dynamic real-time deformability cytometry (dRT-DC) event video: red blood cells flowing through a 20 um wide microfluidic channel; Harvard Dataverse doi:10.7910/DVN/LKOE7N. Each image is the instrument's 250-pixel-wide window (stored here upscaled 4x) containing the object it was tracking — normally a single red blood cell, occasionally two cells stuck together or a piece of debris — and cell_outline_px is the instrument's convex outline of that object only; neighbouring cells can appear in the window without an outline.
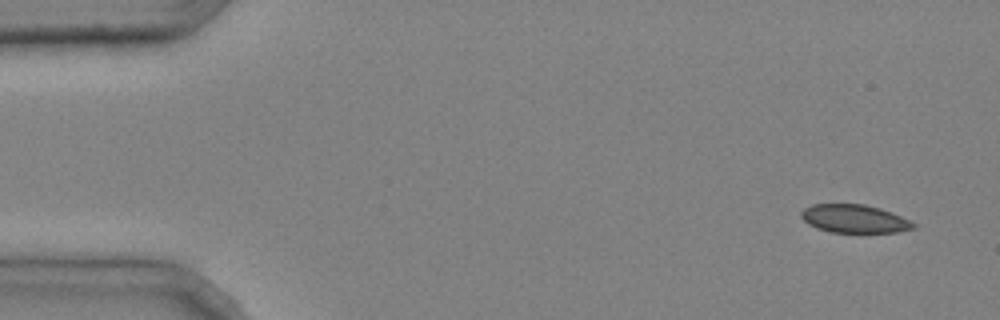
{"species": "common noctule bat (a hibernating species)", "species_latin": "Nyctalus noctula", "temperature_condition": "cold", "stored_images_in_passage": 4, "camera_frame_rate_fps": 3000, "um_per_image_px": 0.085, "animal": {"sex": "male", "body_mass_g": 20.4}, "frame": {"image": 1, "passage_image": 1, "time_ms": 0.0, "image_size_px": [1000, 320], "cell_outline_px": [[916, 228], [896, 232], [828, 232], [816, 228], [808, 224], [800, 216], [800, 212], [804, 208], [812, 204], [864, 204], [880, 208], [900, 216], [916, 224]], "centroid_in_image_um": [72.58, 18.59], "position_along_channel_um": 12.4, "area_um2": 18.44}}
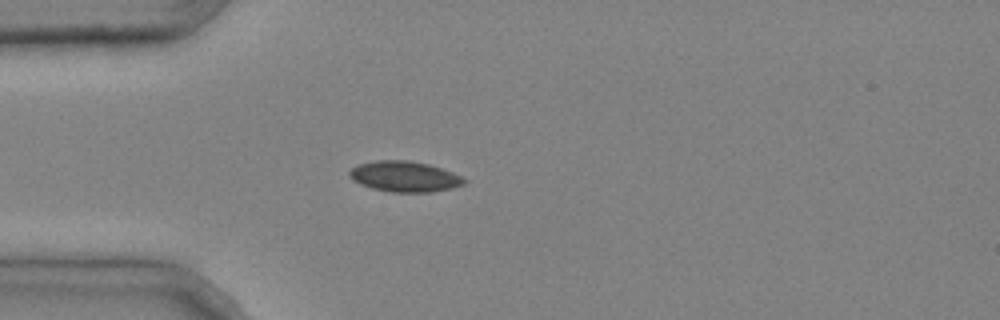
{"frame": {"image": 2, "passage_image": 4, "time_ms": 1.0, "image_size_px": [1000, 320], "cell_outline_px": [[468, 180], [464, 184], [452, 188], [432, 192], [392, 192], [372, 188], [360, 184], [352, 180], [348, 176], [348, 172], [352, 168], [360, 164], [376, 160], [408, 160], [428, 164], [452, 172]], "centroid_in_image_um": [34.38, 15.01], "position_along_channel_um": 50.6, "area_um2": 20.46}}